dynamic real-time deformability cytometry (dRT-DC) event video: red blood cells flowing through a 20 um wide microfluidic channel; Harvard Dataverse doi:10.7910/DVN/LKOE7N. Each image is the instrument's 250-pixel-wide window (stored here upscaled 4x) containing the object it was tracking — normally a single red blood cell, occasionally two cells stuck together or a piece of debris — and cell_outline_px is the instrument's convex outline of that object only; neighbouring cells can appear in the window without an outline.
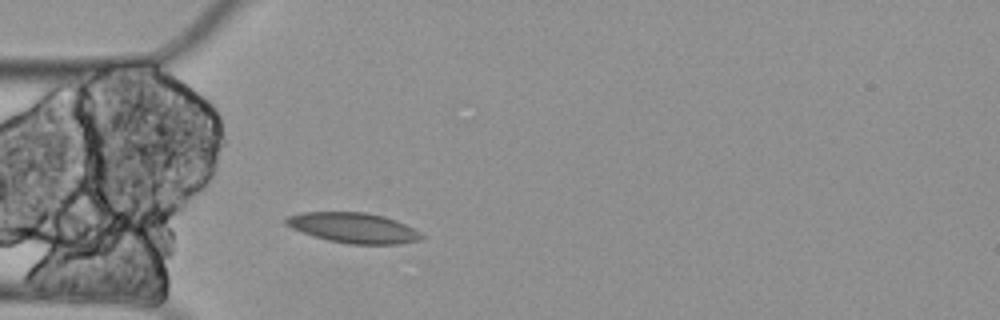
{"species": "Egyptian fruit bat (a non-hibernating species)", "species_latin": "Rousettus aegyptiacus", "temperature_condition": "cold", "stored_images_in_passage": 5, "camera_frame_rate_fps": 3000, "um_per_image_px": 0.085, "animal": {"sex": "female"}, "frame": {"image": 1, "passage_image": 5, "time_ms": 1.333, "image_size_px": [1000, 320], "cell_outline_px": [[424, 236], [420, 240], [400, 244], [348, 244], [328, 240], [312, 236], [292, 228], [284, 224], [284, 220], [288, 216], [300, 212], [364, 212], [384, 216], [396, 220], [420, 232]], "centroid_in_image_um": [30.02, 19.37], "position_along_channel_um": 55.0, "area_um2": 23.93}}